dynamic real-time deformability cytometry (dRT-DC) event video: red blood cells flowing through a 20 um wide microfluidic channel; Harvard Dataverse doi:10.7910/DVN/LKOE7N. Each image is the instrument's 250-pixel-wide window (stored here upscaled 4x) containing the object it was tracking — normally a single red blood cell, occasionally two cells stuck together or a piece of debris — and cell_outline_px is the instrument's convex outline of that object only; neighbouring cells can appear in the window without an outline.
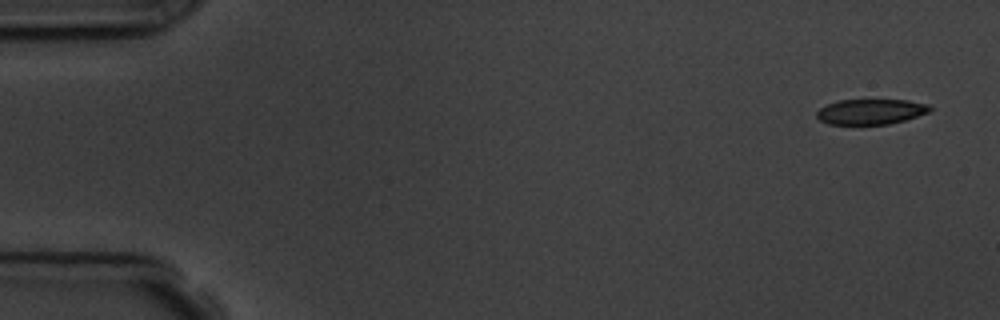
{"species": "common noctule bat (a hibernating species)", "species_latin": "Nyctalus noctula", "temperature_condition": "room temperature", "stored_images_in_passage": 4, "camera_frame_rate_fps": 3000, "um_per_image_px": 0.085, "animal": {"sex": "male", "body_mass_g": 19.5, "forearm_length_mm": 54.6}, "frame": {"image": 1, "passage_image": 1, "time_ms": 0.0, "image_size_px": [1000, 320], "cell_outline_px": [[932, 108], [928, 112], [904, 120], [888, 124], [828, 124], [820, 120], [816, 116], [816, 112], [820, 108], [828, 104], [840, 100], [908, 100], [928, 104]], "centroid_in_image_um": [74.0, 9.49], "position_along_channel_um": 11.0, "area_um2": 16.53}}
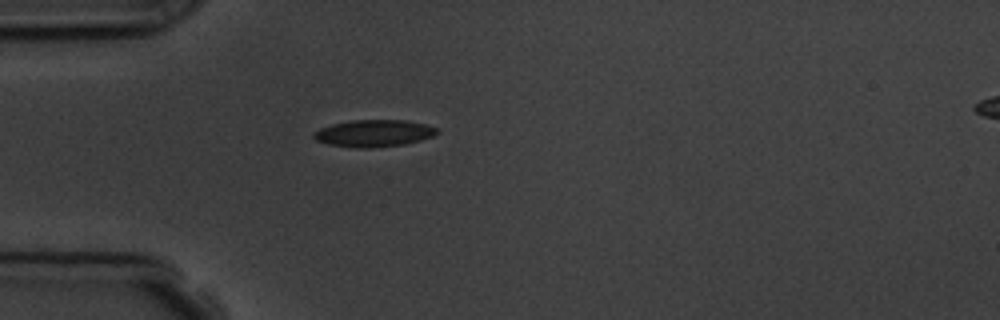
{"frame": {"image": 2, "passage_image": 4, "time_ms": 4.333, "image_size_px": [1000, 320], "cell_outline_px": [[440, 132], [432, 136], [420, 140], [404, 144], [368, 148], [356, 148], [328, 144], [316, 140], [312, 136], [312, 132], [320, 128], [332, 124], [352, 120], [404, 120], [424, 124], [440, 128]], "centroid_in_image_um": [31.77, 11.32], "position_along_channel_um": 53.2, "area_um2": 19.42}}